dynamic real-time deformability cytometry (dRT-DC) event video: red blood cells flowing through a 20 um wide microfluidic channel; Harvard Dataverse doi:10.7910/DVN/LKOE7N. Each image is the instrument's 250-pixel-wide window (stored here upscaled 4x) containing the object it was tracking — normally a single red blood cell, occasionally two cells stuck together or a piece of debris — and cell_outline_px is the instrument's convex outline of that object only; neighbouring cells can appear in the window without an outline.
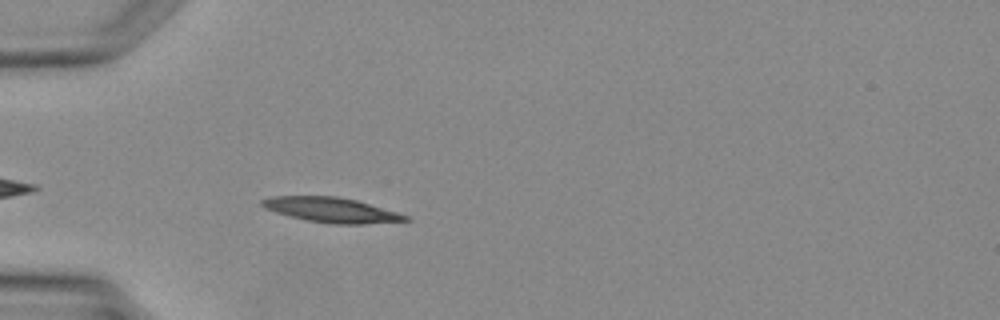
{"species": "Egyptian fruit bat (a non-hibernating species)", "species_latin": "Rousettus aegyptiacus", "temperature_condition": "warm", "stored_images_in_passage": 2, "camera_frame_rate_fps": 3000, "um_per_image_px": 0.085, "animal": {"sex": "female"}, "frame": {"image": 1, "passage_image": 2, "time_ms": 2.0, "image_size_px": [1000, 320], "cell_outline_px": [[412, 220], [364, 224], [332, 224], [308, 220], [276, 212], [264, 208], [260, 204], [260, 200], [268, 196], [336, 196], [356, 200], [396, 212], [408, 216]], "centroid_in_image_um": [28.14, 17.84], "position_along_channel_um": 56.9, "area_um2": 20.63}}